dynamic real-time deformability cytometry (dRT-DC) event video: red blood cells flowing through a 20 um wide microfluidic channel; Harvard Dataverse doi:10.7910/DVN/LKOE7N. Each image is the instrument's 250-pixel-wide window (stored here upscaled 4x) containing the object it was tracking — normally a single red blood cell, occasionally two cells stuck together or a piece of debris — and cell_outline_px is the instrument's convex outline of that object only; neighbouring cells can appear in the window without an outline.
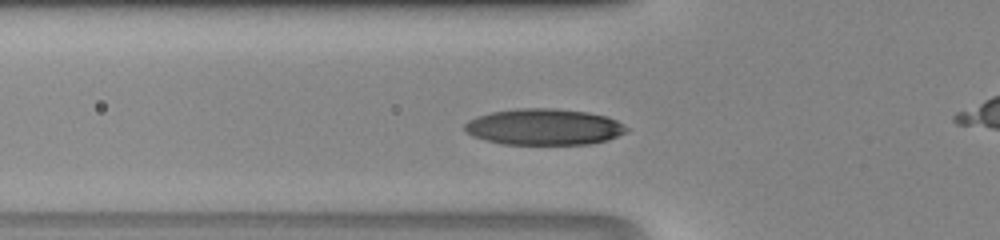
{"species": "human", "species_latin": "Homo sapiens", "temperature_condition": "room temperature", "stored_images_in_passage": 41, "camera_frame_rate_fps": 3000, "um_per_image_px": 0.085, "donor": {"sex": "male"}, "frame": {"image": 1, "passage_image": 11, "time_ms": 3.333, "image_size_px": [1000, 240], "cell_outline_px": [[632, 128], [628, 132], [608, 140], [588, 144], [504, 144], [484, 140], [472, 136], [464, 128], [464, 124], [468, 120], [476, 116], [492, 112], [516, 108], [556, 108], [588, 112], [604, 116], [616, 120]], "centroid_in_image_um": [46.27, 10.78], "position_along_channel_um": 79.5, "area_um2": 34.45}}
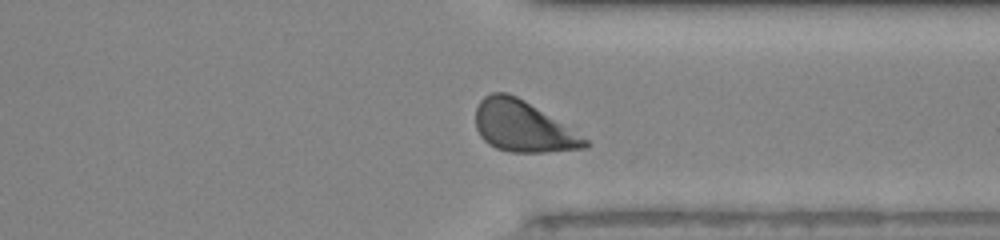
{"frame": {"image": 2, "passage_image": 30, "time_ms": 9.667, "image_size_px": [1000, 240], "cell_outline_px": [[592, 144], [588, 148], [544, 152], [512, 152], [496, 148], [488, 144], [480, 136], [476, 128], [476, 108], [480, 100], [484, 96], [492, 92], [508, 92], [524, 100], [588, 140]], "centroid_in_image_um": [44.42, 10.76], "position_along_channel_um": 367.0, "area_um2": 32.14}}
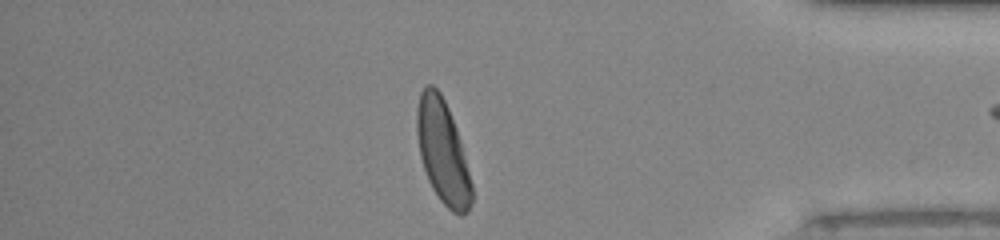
{"frame": {"image": 3, "passage_image": 34, "time_ms": 11.0, "image_size_px": [1000, 240], "cell_outline_px": [[472, 204], [468, 212], [460, 216], [452, 212], [440, 200], [432, 188], [428, 180], [420, 156], [416, 132], [416, 108], [420, 92], [424, 84], [432, 84], [440, 92], [448, 108], [456, 128], [472, 184]], "centroid_in_image_um": [37.61, 12.9], "position_along_channel_um": 397.6, "area_um2": 33.0}}